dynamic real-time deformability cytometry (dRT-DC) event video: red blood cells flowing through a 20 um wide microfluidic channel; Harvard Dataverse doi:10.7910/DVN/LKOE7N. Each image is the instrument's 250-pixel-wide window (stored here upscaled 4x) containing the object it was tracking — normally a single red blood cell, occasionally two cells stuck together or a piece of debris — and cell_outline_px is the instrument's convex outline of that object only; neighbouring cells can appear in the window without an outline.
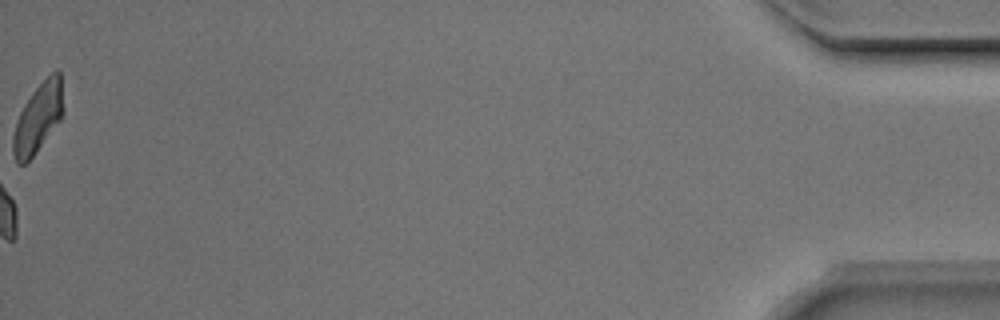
{"species": "Egyptian fruit bat (a non-hibernating species)", "species_latin": "Rousettus aegyptiacus", "temperature_condition": "room temperature", "stored_images_in_passage": 53, "camera_frame_rate_fps": 3000, "um_per_image_px": 0.085, "animal": {"sex": "male"}, "frame": {"image": 1, "passage_image": 53, "time_ms": 17.333, "image_size_px": [1000, 320], "cell_outline_px": [[64, 112], [60, 120], [32, 156], [24, 164], [16, 164], [12, 152], [12, 136], [16, 120], [24, 104], [32, 92], [56, 68], [60, 72], [64, 108]], "centroid_in_image_um": [3.23, 10.01], "position_along_channel_um": 432.0, "area_um2": 20.23}, "authors_computed_cell_mechanics": {"area_um2": 18.4382, "velocity_mm_per_s": 3.955, "shape_relaxation_time_tau1_ms": 2.5834, "shape_relaxation_time_tau2_ms": 2.3715, "deformation_change_tau1": 0.1126, "deformation_change_tau2": 0.0682}}